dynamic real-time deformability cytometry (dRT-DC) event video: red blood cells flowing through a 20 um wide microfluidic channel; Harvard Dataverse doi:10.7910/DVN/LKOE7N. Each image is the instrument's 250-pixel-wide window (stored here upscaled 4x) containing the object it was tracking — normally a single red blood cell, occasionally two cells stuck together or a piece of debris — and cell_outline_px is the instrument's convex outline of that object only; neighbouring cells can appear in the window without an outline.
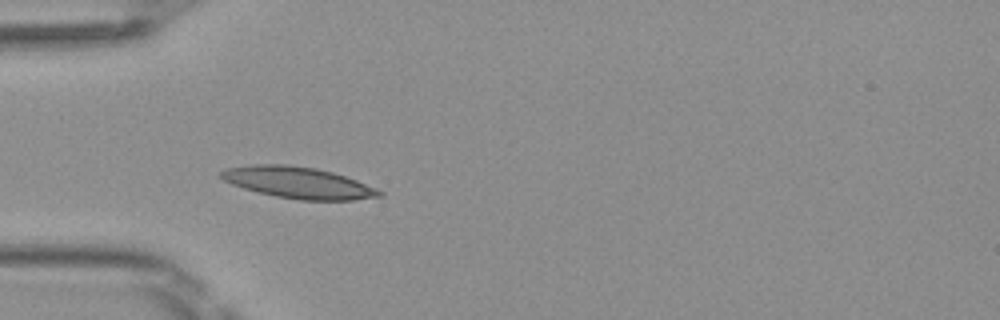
{"species": "Egyptian fruit bat (a non-hibernating species)", "species_latin": "Rousettus aegyptiacus", "temperature_condition": "room temperature", "stored_images_in_passage": 35, "camera_frame_rate_fps": 3000, "um_per_image_px": 0.085, "frame": {"image": 1, "passage_image": 1, "time_ms": 0.0, "image_size_px": [1000, 320], "cell_outline_px": [[384, 196], [352, 200], [300, 200], [276, 196], [244, 188], [232, 184], [216, 176], [220, 172], [228, 168], [252, 164], [288, 164], [316, 168], [332, 172], [356, 180], [376, 188], [384, 192]], "centroid_in_image_um": [25.35, 15.52], "position_along_channel_um": 59.7, "area_um2": 28.96}}
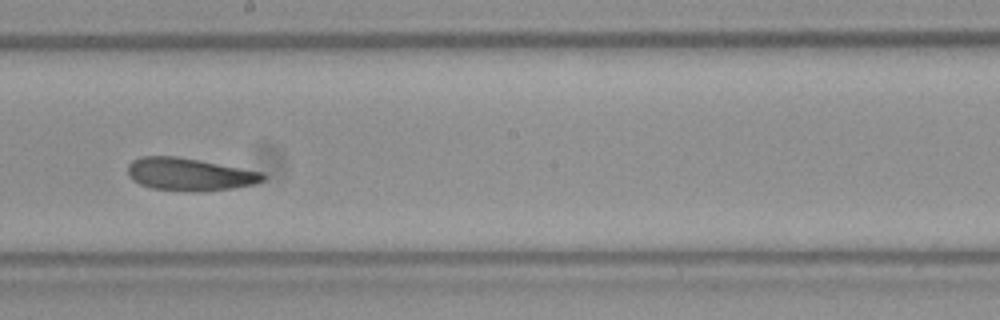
{"frame": {"image": 2, "passage_image": 14, "time_ms": 4.333, "image_size_px": [1000, 320], "cell_outline_px": [[268, 176], [264, 180], [256, 184], [232, 188], [200, 192], [192, 192], [152, 188], [140, 184], [132, 180], [128, 176], [128, 164], [132, 160], [140, 156], [176, 156], [200, 160], [264, 172]], "centroid_in_image_um": [16.13, 14.82], "position_along_channel_um": 232.1, "area_um2": 26.07}}
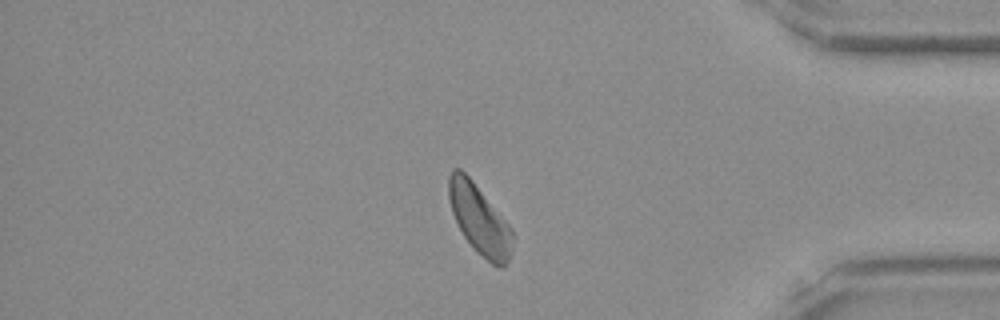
{"frame": {"image": 3, "passage_image": 28, "time_ms": 9.0, "image_size_px": [1000, 320], "cell_outline_px": [[512, 252], [504, 268], [500, 268], [492, 264], [464, 236], [452, 212], [448, 196], [448, 176], [452, 168], [460, 168], [472, 180], [512, 228]], "centroid_in_image_um": [40.75, 18.62], "position_along_channel_um": 394.4, "area_um2": 25.32}, "authors_computed_cell_mechanics": {"area_um2": 25.8366, "velocity_mm_per_s": 4.059, "shape_relaxation_time_tau1_ms": 4.545, "shape_relaxation_time_tau2_ms": 4.2947, "deformation_change_tau1": 0.1251, "deformation_change_tau2": 0.1298}}